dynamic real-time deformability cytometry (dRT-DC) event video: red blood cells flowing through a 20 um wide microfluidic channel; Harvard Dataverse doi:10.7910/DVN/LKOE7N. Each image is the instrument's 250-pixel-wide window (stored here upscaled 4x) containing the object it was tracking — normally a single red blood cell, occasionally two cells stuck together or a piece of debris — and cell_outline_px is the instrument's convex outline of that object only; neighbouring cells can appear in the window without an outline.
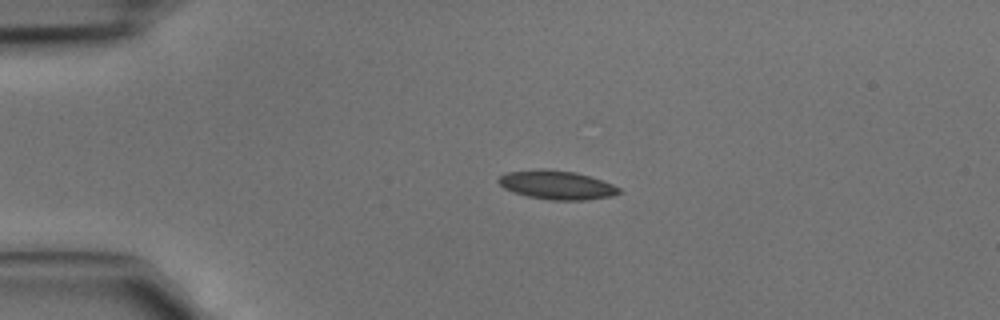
{"species": "common noctule bat (a hibernating species)", "species_latin": "Nyctalus noctula", "temperature_condition": "cold", "stored_images_in_passage": 8, "camera_frame_rate_fps": 3000, "um_per_image_px": 0.085, "animal": {"sex": "male", "body_mass_g": 15.6}, "frame": {"image": 1, "passage_image": 5, "time_ms": 1.333, "image_size_px": [1000, 320], "cell_outline_px": [[620, 192], [612, 196], [584, 200], [552, 200], [528, 196], [512, 192], [504, 188], [496, 180], [500, 176], [508, 172], [544, 168], [576, 172], [612, 184], [620, 188]], "centroid_in_image_um": [47.3, 15.72], "position_along_channel_um": 37.7, "area_um2": 20.11}}